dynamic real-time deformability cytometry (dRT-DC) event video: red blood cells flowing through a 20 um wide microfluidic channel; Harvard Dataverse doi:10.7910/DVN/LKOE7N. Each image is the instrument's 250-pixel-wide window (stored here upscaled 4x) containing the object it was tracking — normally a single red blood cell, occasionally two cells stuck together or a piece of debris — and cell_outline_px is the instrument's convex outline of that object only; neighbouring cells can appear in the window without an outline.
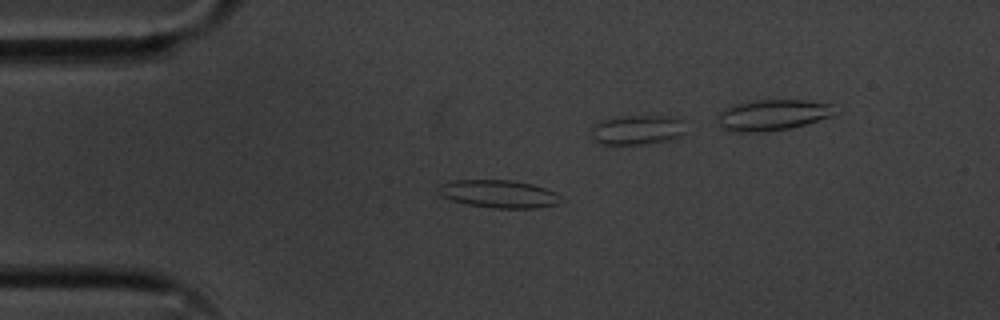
{"species": "common noctule bat (a hibernating species)", "species_latin": "Nyctalus noctula", "temperature_condition": "cold", "stored_images_in_passage": 44, "camera_frame_rate_fps": 3000, "um_per_image_px": 0.085, "animal": {"sex": "male", "body_mass_g": 20.1, "forearm_length_mm": 53.5}, "frame": {"image": 1, "passage_image": 1, "time_ms": 0.0, "image_size_px": [1000, 320], "cell_outline_px": [[564, 200], [556, 204], [536, 208], [492, 208], [468, 204], [452, 200], [440, 196], [436, 188], [440, 184], [452, 180], [512, 180], [532, 184], [556, 192]], "centroid_in_image_um": [42.38, 16.48], "position_along_channel_um": 42.6, "area_um2": 19.94}}
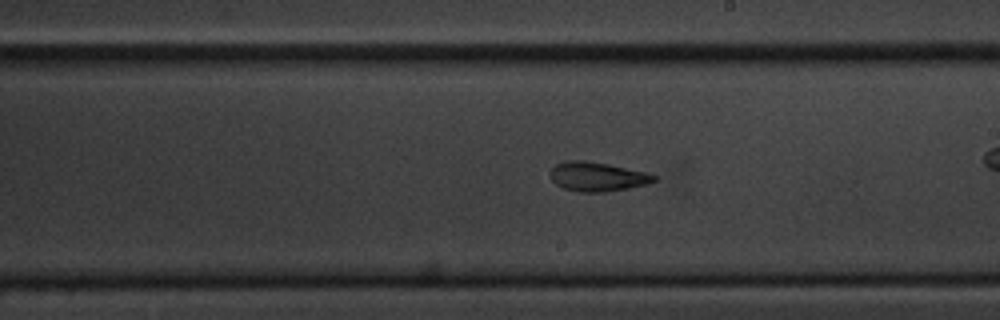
{"frame": {"image": 2, "passage_image": 19, "time_ms": 6.0, "image_size_px": [1000, 320], "cell_outline_px": [[656, 180], [648, 184], [628, 188], [604, 192], [580, 192], [564, 188], [556, 184], [552, 180], [552, 168], [556, 164], [568, 160], [584, 160], [608, 164], [644, 172], [656, 176]], "centroid_in_image_um": [50.77, 15.02], "position_along_channel_um": 238.2, "area_um2": 17.4}}
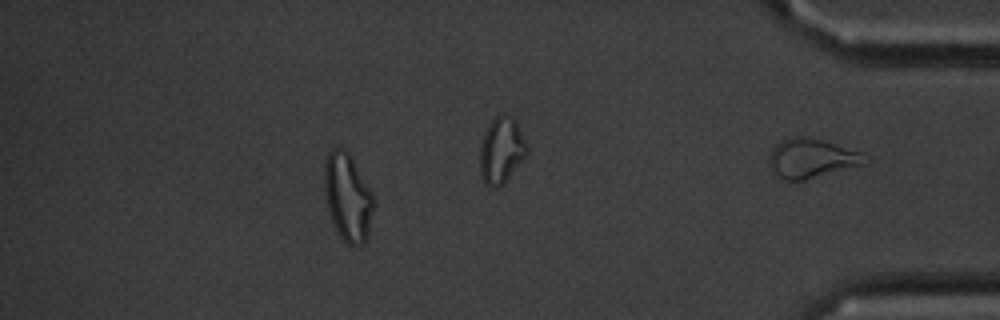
{"frame": {"image": 3, "passage_image": 37, "time_ms": 12.0, "image_size_px": [1000, 320], "cell_outline_px": [[376, 204], [368, 236], [364, 244], [360, 248], [356, 248], [348, 244], [340, 236], [332, 220], [328, 208], [324, 188], [324, 160], [328, 152], [332, 148], [340, 148], [348, 152], [372, 192]], "centroid_in_image_um": [29.58, 16.8], "position_along_channel_um": 405.6, "area_um2": 25.49}, "authors_computed_cell_mechanics": {"area_um2": 18.1492, "velocity_mm_per_s": 3.6003, "shape_relaxation_time_tau1_ms": 9.3395, "shape_relaxation_time_tau2_ms": 4.9261, "deformation_change_tau1": 0.2051, "deformation_change_tau2": 0.1239}}